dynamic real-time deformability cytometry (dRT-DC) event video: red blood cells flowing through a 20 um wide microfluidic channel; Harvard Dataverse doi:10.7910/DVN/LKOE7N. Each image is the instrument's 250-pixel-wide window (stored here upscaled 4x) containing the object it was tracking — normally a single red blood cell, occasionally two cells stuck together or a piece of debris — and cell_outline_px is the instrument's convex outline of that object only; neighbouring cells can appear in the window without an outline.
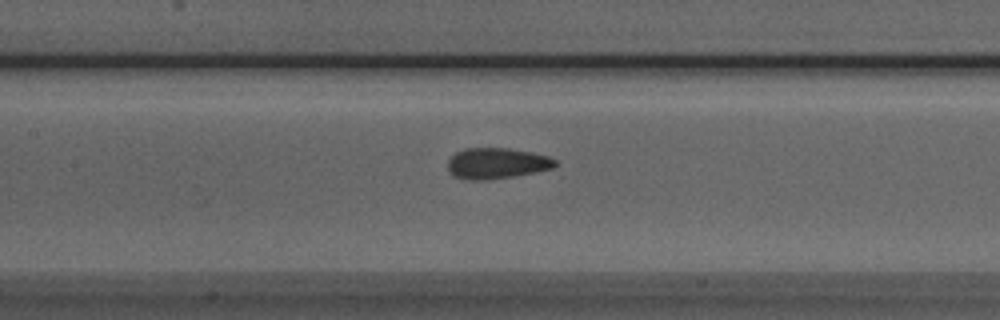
{"species": "Egyptian fruit bat (a non-hibernating species)", "species_latin": "Rousettus aegyptiacus", "temperature_condition": "room temperature", "stored_images_in_passage": 37, "camera_frame_rate_fps": 3000, "um_per_image_px": 0.085, "animal": {"sex": "male"}, "frame": {"image": 1, "passage_image": 11, "time_ms": 3.333, "image_size_px": [1000, 320], "cell_outline_px": [[556, 164], [552, 168], [512, 176], [484, 180], [468, 180], [452, 176], [448, 168], [448, 160], [456, 152], [464, 148], [508, 148], [532, 152], [548, 156], [556, 160]], "centroid_in_image_um": [42.18, 13.87], "position_along_channel_um": 165.2, "area_um2": 19.19}}
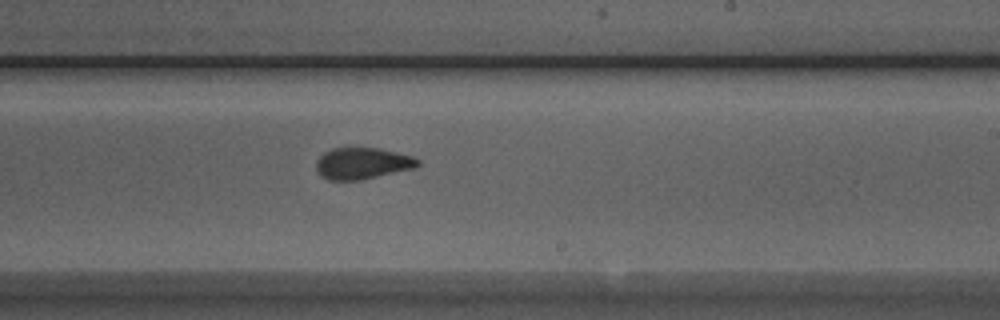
{"frame": {"image": 2, "passage_image": 18, "time_ms": 5.667, "image_size_px": [1000, 320], "cell_outline_px": [[420, 164], [416, 168], [360, 180], [328, 180], [320, 176], [316, 172], [316, 160], [324, 152], [332, 148], [380, 148], [412, 156], [420, 160]], "centroid_in_image_um": [30.79, 13.89], "position_along_channel_um": 258.2, "area_um2": 18.84}}
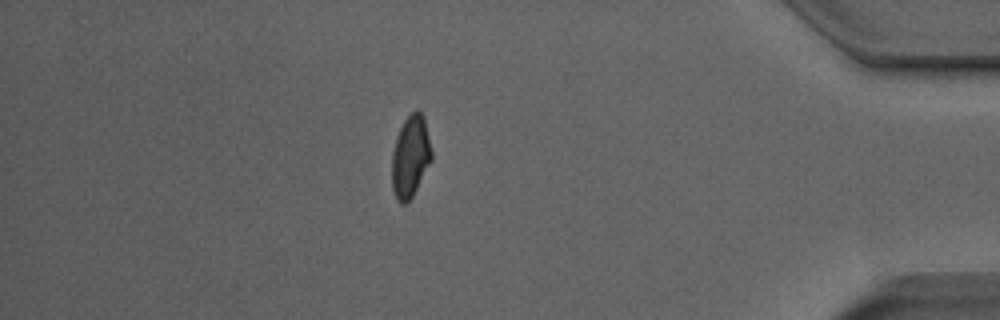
{"frame": {"image": 3, "passage_image": 32, "time_ms": 10.333, "image_size_px": [1000, 320], "cell_outline_px": [[432, 160], [412, 196], [404, 204], [400, 204], [396, 200], [392, 188], [392, 152], [396, 136], [404, 120], [416, 108], [424, 116], [432, 152]], "centroid_in_image_um": [34.88, 13.3], "position_along_channel_um": 400.3, "area_um2": 18.96}, "authors_computed_cell_mechanics": {"area_um2": 19.1896, "velocity_mm_per_s": 4.0038, "shape_relaxation_time_tau1_ms": 6.7929, "shape_relaxation_time_tau2_ms": 1.2006, "deformation_change_tau1": 0.1431, "deformation_change_tau2": 0.0837}}